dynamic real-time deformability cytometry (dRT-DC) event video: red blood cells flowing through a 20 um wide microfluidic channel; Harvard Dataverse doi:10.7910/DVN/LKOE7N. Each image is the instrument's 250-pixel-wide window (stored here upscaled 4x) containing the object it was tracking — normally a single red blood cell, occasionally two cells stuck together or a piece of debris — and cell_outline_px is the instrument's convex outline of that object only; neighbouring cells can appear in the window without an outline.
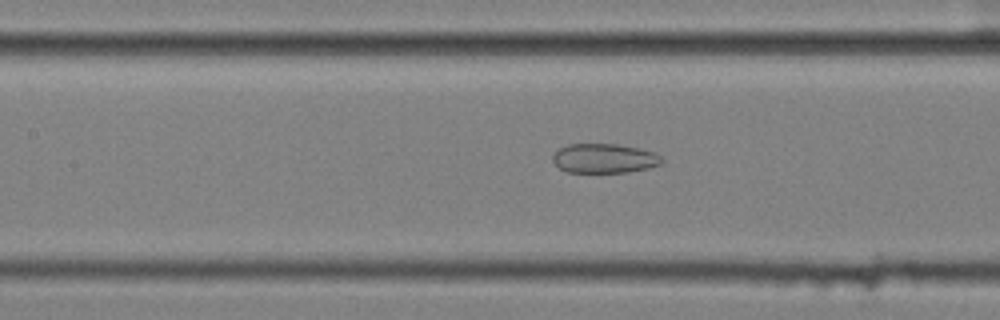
{"species": "common noctule bat (a hibernating species)", "species_latin": "Nyctalus noctula", "temperature_condition": "cold", "stored_images_in_passage": 57, "camera_frame_rate_fps": 3000, "um_per_image_px": 0.085, "animal": {"sex": "female", "body_mass_g": 25.1}, "frame": {"image": 1, "passage_image": 26, "time_ms": 8.333, "image_size_px": [1000, 320], "cell_outline_px": [[664, 160], [660, 164], [648, 168], [628, 172], [568, 172], [560, 168], [552, 160], [552, 156], [560, 148], [568, 144], [616, 144], [656, 152]], "centroid_in_image_um": [51.37, 13.46], "position_along_channel_um": 156.0, "area_um2": 18.55}}
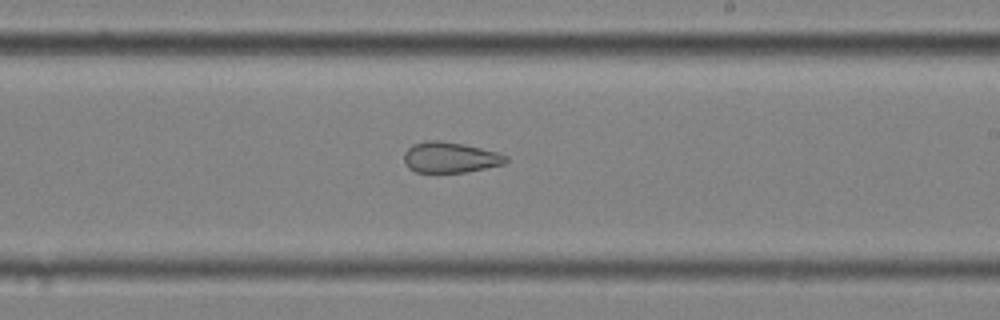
{"frame": {"image": 2, "passage_image": 34, "time_ms": 11.0, "image_size_px": [1000, 320], "cell_outline_px": [[508, 160], [504, 164], [464, 172], [416, 172], [408, 168], [404, 164], [404, 152], [412, 144], [424, 140], [440, 140], [464, 144], [496, 152], [508, 156]], "centroid_in_image_um": [38.22, 13.37], "position_along_channel_um": 250.8, "area_um2": 18.26}}
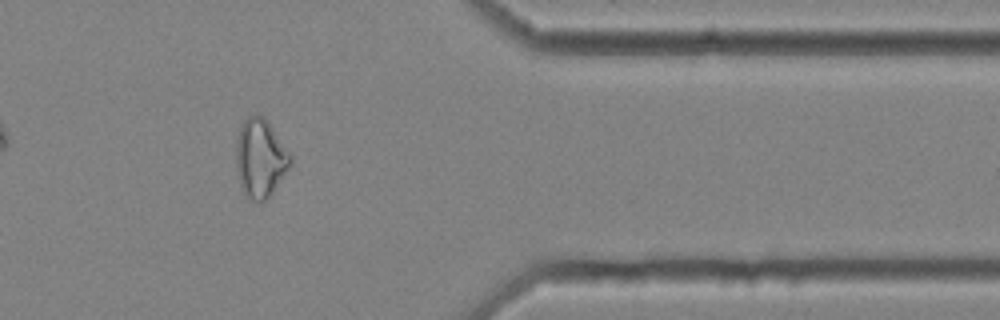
{"frame": {"image": 3, "passage_image": 47, "time_ms": 15.333, "image_size_px": [1000, 320], "cell_outline_px": [[292, 164], [272, 192], [260, 204], [256, 204], [244, 192], [240, 184], [236, 164], [236, 140], [240, 124], [248, 116], [264, 116], [292, 156]], "centroid_in_image_um": [22.12, 13.45], "position_along_channel_um": 389.3, "area_um2": 24.74}, "authors_computed_cell_mechanics": {"area_um2": 25.5476, "velocity_mm_per_s": 3.5587, "shape_relaxation_time_tau1_ms": null, "shape_relaxation_time_tau2_ms": 1.8762, "deformation_change_tau1": null, "deformation_change_tau2": 0.0902}}